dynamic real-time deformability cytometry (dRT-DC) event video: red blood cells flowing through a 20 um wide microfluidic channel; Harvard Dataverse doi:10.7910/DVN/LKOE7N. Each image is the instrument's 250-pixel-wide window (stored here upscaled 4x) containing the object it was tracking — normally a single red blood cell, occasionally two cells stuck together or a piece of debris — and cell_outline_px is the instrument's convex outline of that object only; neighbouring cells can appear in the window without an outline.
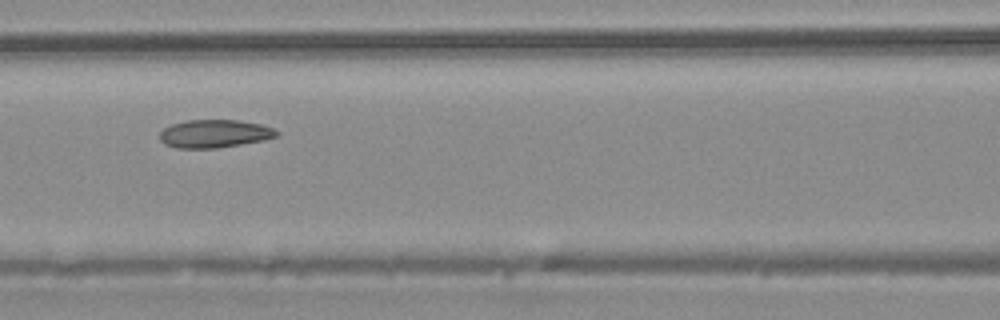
{"species": "common noctule bat (a hibernating species)", "species_latin": "Nyctalus noctula", "temperature_condition": "warm", "stored_images_in_passage": 4, "camera_frame_rate_fps": 3000, "um_per_image_px": 0.085, "animal": {"sex": "male", "body_mass_g": 20.4}, "frame": {"image": 1, "passage_image": 3, "time_ms": 0.667, "image_size_px": [1000, 320], "cell_outline_px": [[280, 136], [264, 140], [216, 148], [176, 148], [164, 144], [160, 140], [160, 132], [164, 128], [172, 124], [188, 120], [236, 120], [260, 124], [272, 128], [280, 132]], "centroid_in_image_um": [18.24, 11.36], "position_along_channel_um": 148.4, "area_um2": 19.07}}
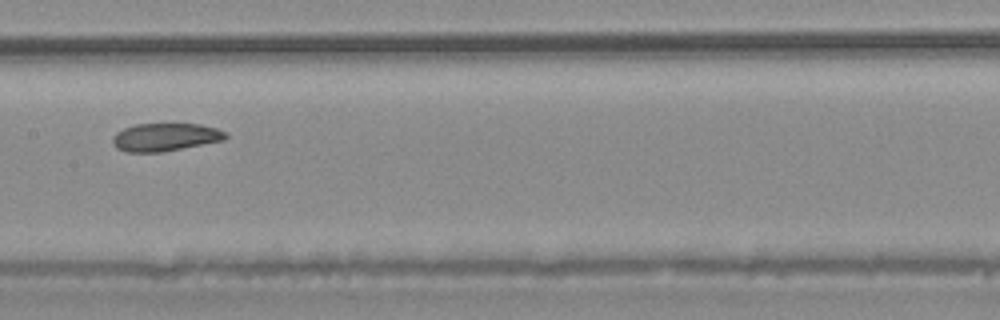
{"frame": {"image": 2, "passage_image": 4, "time_ms": 1.0, "image_size_px": [1000, 320], "cell_outline_px": [[228, 136], [224, 140], [160, 152], [128, 152], [116, 148], [112, 144], [112, 136], [116, 132], [124, 128], [136, 124], [200, 124], [216, 128], [224, 132]], "centroid_in_image_um": [14.0, 11.65], "position_along_channel_um": 193.4, "area_um2": 18.26}}